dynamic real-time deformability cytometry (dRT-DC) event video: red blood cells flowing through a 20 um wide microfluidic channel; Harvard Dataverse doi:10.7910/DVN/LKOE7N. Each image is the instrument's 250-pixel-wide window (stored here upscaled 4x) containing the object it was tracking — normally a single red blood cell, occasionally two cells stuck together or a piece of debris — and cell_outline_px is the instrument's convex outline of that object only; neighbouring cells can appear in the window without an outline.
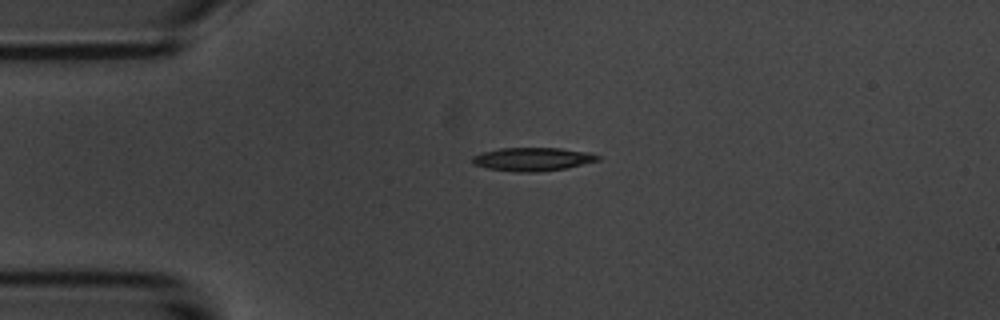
{"species": "common noctule bat (a hibernating species)", "species_latin": "Nyctalus noctula", "temperature_condition": "room temperature", "stored_images_in_passage": 3, "camera_frame_rate_fps": 3000, "um_per_image_px": 0.085, "animal": {"sex": "male", "body_mass_g": 20.1, "forearm_length_mm": 53.5}, "frame": {"image": 1, "passage_image": 1, "time_ms": 0.0, "image_size_px": [1000, 320], "cell_outline_px": [[600, 160], [568, 168], [536, 172], [520, 172], [488, 168], [472, 164], [472, 156], [484, 152], [500, 148], [560, 148], [592, 152], [600, 156]], "centroid_in_image_um": [45.32, 13.53], "position_along_channel_um": 39.7, "area_um2": 17.17}}